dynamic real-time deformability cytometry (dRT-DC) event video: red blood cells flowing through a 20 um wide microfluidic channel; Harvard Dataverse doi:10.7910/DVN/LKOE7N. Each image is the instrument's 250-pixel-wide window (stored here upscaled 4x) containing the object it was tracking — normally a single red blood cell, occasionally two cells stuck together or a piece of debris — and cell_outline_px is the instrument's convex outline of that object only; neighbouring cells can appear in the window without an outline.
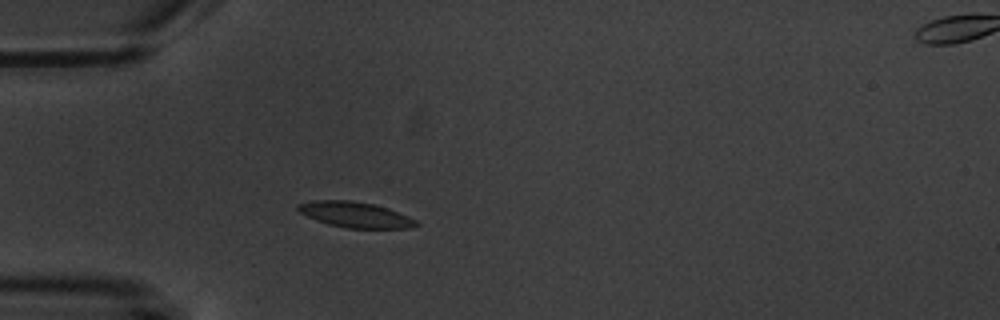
{"species": "common noctule bat (a hibernating species)", "species_latin": "Nyctalus noctula", "temperature_condition": "warm", "stored_images_in_passage": 4, "segment_of_instrument_passage": [1, 2], "camera_frame_rate_fps": 3000, "um_per_image_px": 0.085, "animal": {"sex": "male", "body_mass_g": 20.1, "forearm_length_mm": 53.5}, "frame": {"image": 1, "passage_image": 3, "time_ms": 2.333, "image_size_px": [1000, 320], "cell_outline_px": [[420, 224], [412, 228], [344, 228], [328, 224], [316, 220], [300, 212], [296, 208], [296, 204], [316, 200], [352, 200], [372, 204], [388, 208], [408, 216], [416, 220]], "centroid_in_image_um": [30.2, 18.25], "position_along_channel_um": 54.8, "area_um2": 17.63}}